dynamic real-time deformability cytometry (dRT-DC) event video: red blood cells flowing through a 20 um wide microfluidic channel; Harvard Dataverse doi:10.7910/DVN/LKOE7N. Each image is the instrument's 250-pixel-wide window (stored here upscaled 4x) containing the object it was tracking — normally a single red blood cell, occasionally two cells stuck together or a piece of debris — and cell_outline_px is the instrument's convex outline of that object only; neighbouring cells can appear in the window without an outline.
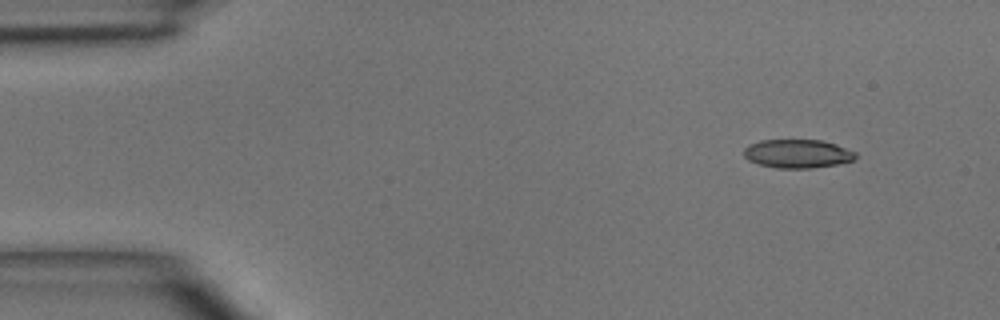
{"species": "common noctule bat (a hibernating species)", "species_latin": "Nyctalus noctula", "temperature_condition": "room temperature", "stored_images_in_passage": 5, "camera_frame_rate_fps": 3000, "um_per_image_px": 0.085, "animal": {"sex": "male", "body_mass_g": 15.6}, "frame": {"image": 1, "passage_image": 5, "time_ms": 4.667, "image_size_px": [1000, 320], "cell_outline_px": [[856, 156], [852, 160], [836, 164], [812, 168], [776, 168], [760, 164], [748, 160], [744, 156], [744, 148], [748, 144], [760, 140], [820, 140], [836, 144], [856, 152]], "centroid_in_image_um": [67.76, 13.06], "position_along_channel_um": 17.2, "area_um2": 18.55}}